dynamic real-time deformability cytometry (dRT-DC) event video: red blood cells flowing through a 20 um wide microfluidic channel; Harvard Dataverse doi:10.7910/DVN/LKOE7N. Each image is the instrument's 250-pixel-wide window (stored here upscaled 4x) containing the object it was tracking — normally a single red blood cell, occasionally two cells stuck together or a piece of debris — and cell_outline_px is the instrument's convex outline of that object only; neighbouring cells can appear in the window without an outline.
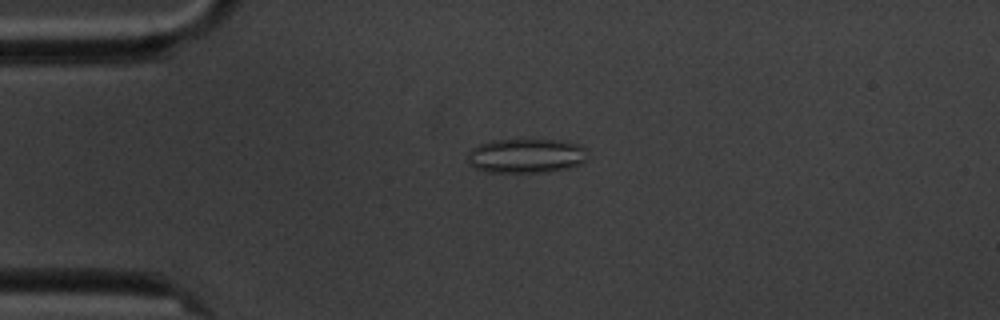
{"species": "common noctule bat (a hibernating species)", "species_latin": "Nyctalus noctula", "temperature_condition": "cold", "stored_images_in_passage": 5, "camera_frame_rate_fps": 3000, "um_per_image_px": 0.085, "animal": {"sex": "male", "body_mass_g": 20.1, "forearm_length_mm": 53.5}, "frame": {"image": 1, "passage_image": 4, "time_ms": 3.667, "image_size_px": [1000, 320], "cell_outline_px": [[584, 160], [580, 164], [572, 168], [540, 172], [488, 172], [476, 168], [468, 164], [468, 152], [472, 148], [480, 144], [492, 140], [560, 140], [580, 144], [584, 148]], "centroid_in_image_um": [44.69, 13.24], "position_along_channel_um": 40.3, "area_um2": 23.93}}